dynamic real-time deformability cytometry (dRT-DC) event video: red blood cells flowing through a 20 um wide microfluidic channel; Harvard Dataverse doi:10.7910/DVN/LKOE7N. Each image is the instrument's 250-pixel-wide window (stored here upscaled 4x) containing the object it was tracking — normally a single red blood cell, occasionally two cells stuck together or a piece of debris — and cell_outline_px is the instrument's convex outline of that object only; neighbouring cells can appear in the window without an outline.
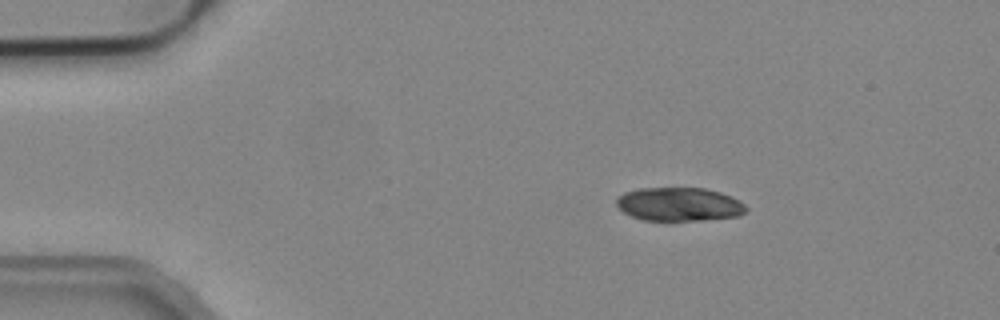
{"species": "common noctule bat (a hibernating species)", "species_latin": "Nyctalus noctula", "temperature_condition": "cold", "stored_images_in_passage": 44, "camera_frame_rate_fps": 3000, "um_per_image_px": 0.085, "animal": {"sex": "male", "body_mass_g": 19.2, "forearm_length_mm": 51.8}, "frame": {"image": 1, "passage_image": 1, "time_ms": 0.0, "image_size_px": [1000, 320], "cell_outline_px": [[748, 208], [740, 216], [668, 224], [644, 220], [632, 216], [624, 212], [616, 204], [616, 196], [624, 192], [640, 188], [704, 188], [720, 192], [740, 200]], "centroid_in_image_um": [57.71, 17.41], "position_along_channel_um": 27.3, "area_um2": 26.3}, "authors_computed_cell_mechanics": {"area_um2": 14.739, "velocity_mm_per_s": 3.8977, "shape_relaxation_time_tau1_ms": null, "shape_relaxation_time_tau2_ms": 9.2182, "deformation_change_tau1": null, "deformation_change_tau2": 0.1227}}